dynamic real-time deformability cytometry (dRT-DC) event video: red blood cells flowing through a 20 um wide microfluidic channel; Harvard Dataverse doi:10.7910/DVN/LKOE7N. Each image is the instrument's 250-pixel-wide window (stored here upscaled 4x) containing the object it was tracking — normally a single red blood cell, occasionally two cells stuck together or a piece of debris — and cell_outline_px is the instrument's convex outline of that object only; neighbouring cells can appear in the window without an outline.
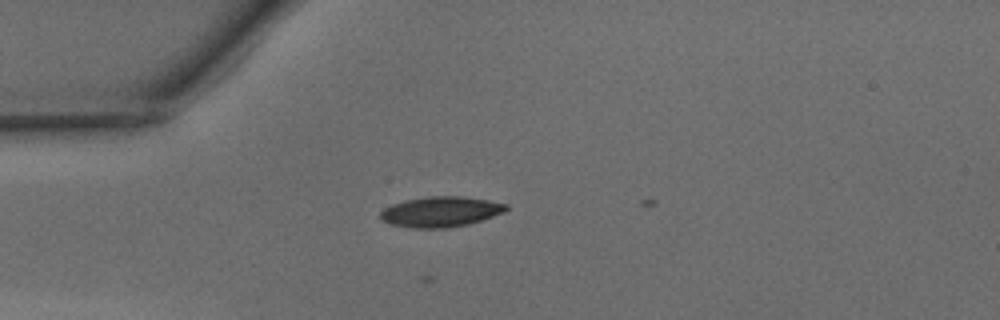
{"species": "common noctule bat (a hibernating species)", "species_latin": "Nyctalus noctula", "temperature_condition": "warm", "stored_images_in_passage": 3, "camera_frame_rate_fps": 3000, "um_per_image_px": 0.085, "animal": {"sex": "male", "body_mass_g": 15.6}, "frame": {"image": 1, "passage_image": 2, "time_ms": 0.333, "image_size_px": [1000, 320], "cell_outline_px": [[508, 208], [504, 212], [468, 224], [448, 228], [416, 228], [392, 224], [380, 220], [380, 212], [384, 208], [392, 204], [404, 200], [428, 196], [460, 196], [488, 200], [508, 204]], "centroid_in_image_um": [37.44, 17.99], "position_along_channel_um": 47.6, "area_um2": 22.2}}